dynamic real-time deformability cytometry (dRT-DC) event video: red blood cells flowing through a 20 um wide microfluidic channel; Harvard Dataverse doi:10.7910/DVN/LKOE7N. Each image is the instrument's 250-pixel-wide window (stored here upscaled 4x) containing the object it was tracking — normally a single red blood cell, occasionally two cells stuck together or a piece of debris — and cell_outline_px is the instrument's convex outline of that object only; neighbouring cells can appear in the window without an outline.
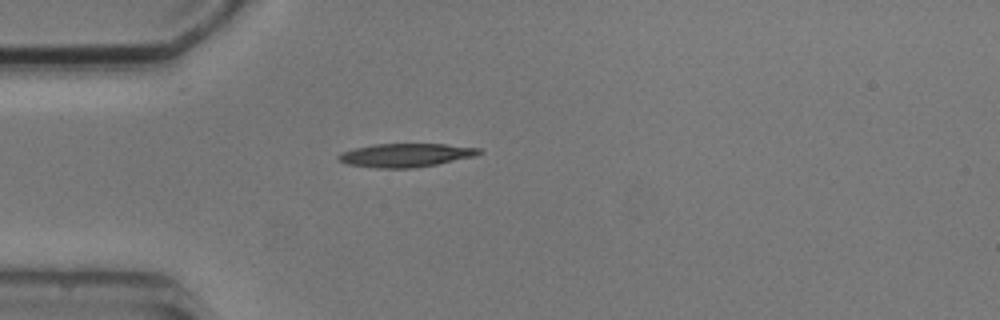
{"species": "common noctule bat (a hibernating species)", "species_latin": "Nyctalus noctula", "temperature_condition": "cold", "stored_images_in_passage": 1, "camera_frame_rate_fps": 3000, "um_per_image_px": 0.085, "animal": {"sex": "male", "body_mass_g": 20.5, "forearm_length_mm": 52.5}, "frame": {"image": 1, "passage_image": 1, "time_ms": 0.0, "image_size_px": [1000, 320], "cell_outline_px": [[484, 152], [476, 156], [436, 164], [412, 168], [376, 168], [348, 164], [340, 160], [336, 156], [340, 152], [372, 144], [444, 144], [480, 148]], "centroid_in_image_um": [34.5, 13.18], "position_along_channel_um": 50.5, "area_um2": 19.25}}